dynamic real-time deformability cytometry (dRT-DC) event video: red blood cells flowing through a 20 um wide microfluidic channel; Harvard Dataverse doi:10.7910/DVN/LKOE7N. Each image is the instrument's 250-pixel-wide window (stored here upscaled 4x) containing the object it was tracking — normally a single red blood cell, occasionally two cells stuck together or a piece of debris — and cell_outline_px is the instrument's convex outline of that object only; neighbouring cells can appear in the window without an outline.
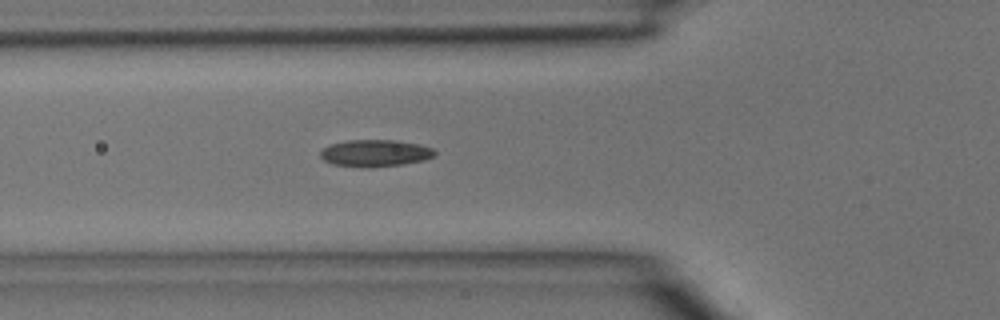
{"species": "common noctule bat (a hibernating species)", "species_latin": "Nyctalus noctula", "temperature_condition": "room temperature", "stored_images_in_passage": 30, "camera_frame_rate_fps": 3000, "um_per_image_px": 0.085, "animal": {"sex": "male", "body_mass_g": 15.6}, "frame": {"image": 1, "passage_image": 2, "time_ms": 0.333, "image_size_px": [1000, 320], "cell_outline_px": [[436, 156], [424, 160], [404, 164], [372, 168], [368, 168], [332, 164], [324, 160], [320, 156], [320, 152], [328, 144], [348, 140], [396, 140], [416, 144], [432, 148], [436, 152]], "centroid_in_image_um": [31.88, 13.02], "position_along_channel_um": 93.9, "area_um2": 18.09}}
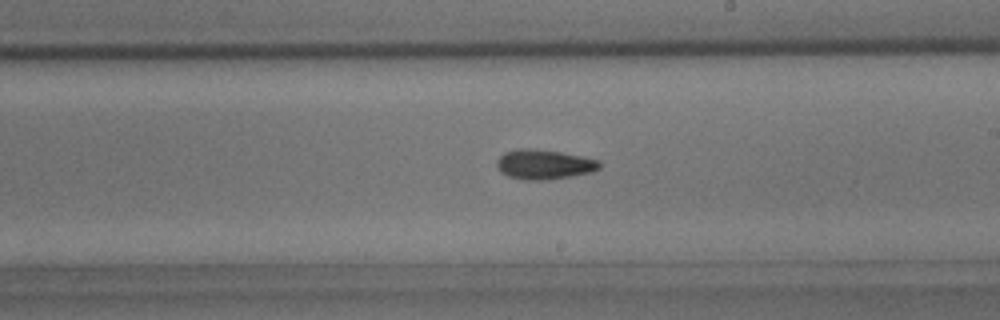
{"frame": {"image": 2, "passage_image": 12, "time_ms": 3.667, "image_size_px": [1000, 320], "cell_outline_px": [[600, 168], [592, 172], [572, 176], [548, 180], [524, 180], [508, 176], [500, 172], [496, 164], [496, 160], [504, 152], [520, 148], [528, 148], [560, 152], [600, 160]], "centroid_in_image_um": [46.23, 13.98], "position_along_channel_um": 242.8, "area_um2": 17.86}}
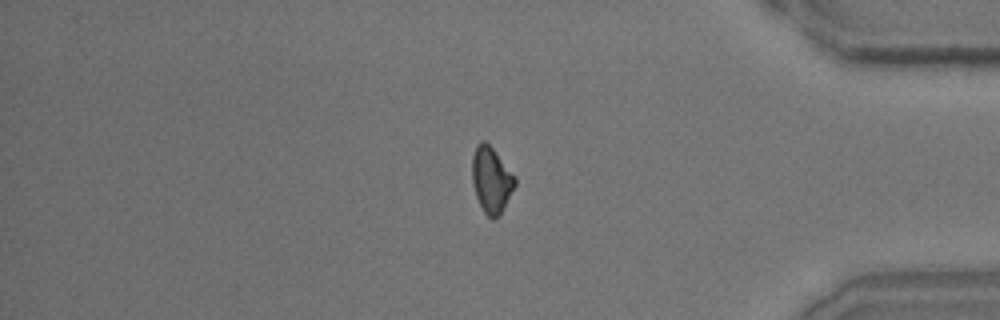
{"frame": {"image": 3, "passage_image": 24, "time_ms": 7.667, "image_size_px": [1000, 320], "cell_outline_px": [[516, 184], [500, 216], [492, 220], [484, 212], [476, 196], [472, 184], [472, 156], [476, 144], [480, 140], [484, 140], [492, 148], [516, 176]], "centroid_in_image_um": [41.76, 15.29], "position_along_channel_um": 393.4, "area_um2": 16.59}}